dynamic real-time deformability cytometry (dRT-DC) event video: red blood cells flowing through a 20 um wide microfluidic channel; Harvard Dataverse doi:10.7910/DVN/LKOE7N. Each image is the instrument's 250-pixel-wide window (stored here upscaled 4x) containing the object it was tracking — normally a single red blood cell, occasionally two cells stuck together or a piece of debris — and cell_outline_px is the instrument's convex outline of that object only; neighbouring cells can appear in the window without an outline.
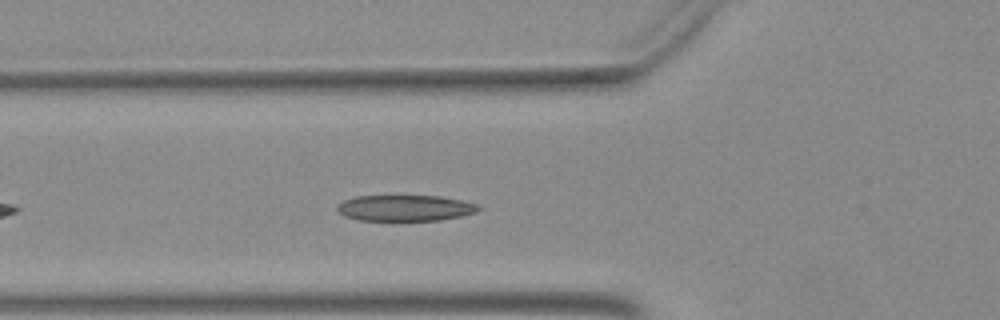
{"species": "Egyptian fruit bat (a non-hibernating species)", "species_latin": "Rousettus aegyptiacus", "temperature_condition": "warm", "stored_images_in_passage": 26, "camera_frame_rate_fps": 3000, "um_per_image_px": 0.085, "animal": {"sex": "female"}, "frame": {"image": 1, "passage_image": 7, "time_ms": 2.0, "image_size_px": [1000, 320], "cell_outline_px": [[480, 208], [476, 212], [460, 216], [440, 220], [400, 224], [392, 224], [356, 220], [344, 216], [336, 212], [336, 208], [344, 200], [356, 196], [440, 196], [464, 200], [476, 204]], "centroid_in_image_um": [34.37, 17.75], "position_along_channel_um": 91.4, "area_um2": 22.72}}
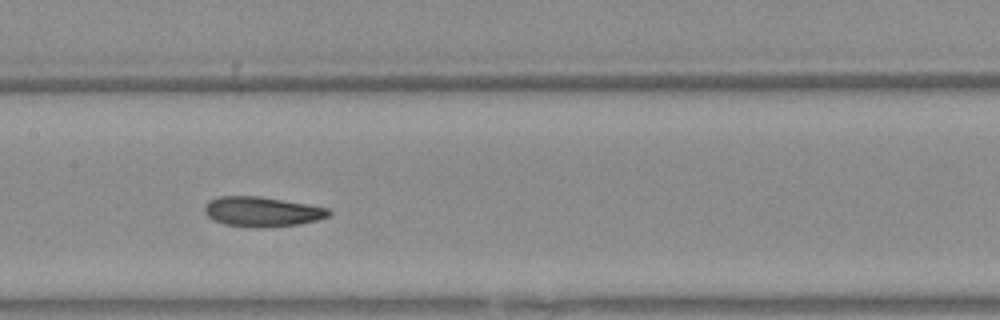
{"frame": {"image": 2, "passage_image": 14, "time_ms": 4.333, "image_size_px": [1000, 320], "cell_outline_px": [[332, 212], [328, 216], [316, 220], [300, 224], [272, 228], [252, 228], [224, 224], [212, 220], [204, 212], [204, 208], [208, 200], [220, 196], [260, 196], [308, 204], [328, 208]], "centroid_in_image_um": [22.26, 18.0], "position_along_channel_um": 185.1, "area_um2": 21.96}}
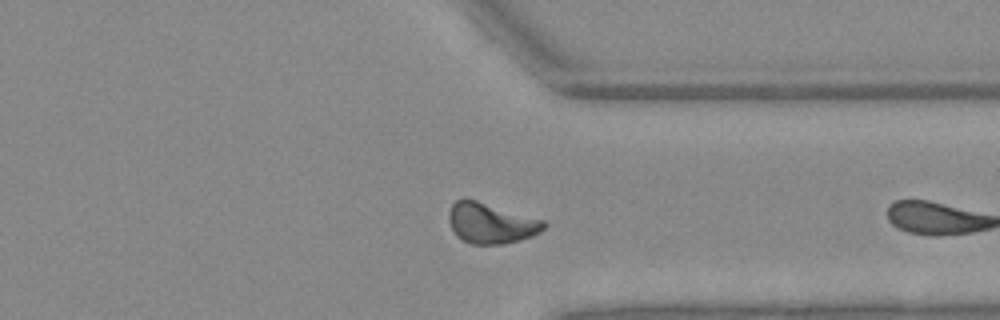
{"frame": {"image": 3, "passage_image": 25, "time_ms": 8.0, "image_size_px": [1000, 320], "cell_outline_px": [[548, 224], [540, 232], [532, 236], [520, 240], [504, 244], [472, 244], [456, 236], [448, 220], [448, 212], [452, 204], [456, 200], [464, 196], [544, 220]], "centroid_in_image_um": [41.71, 18.95], "position_along_channel_um": 369.7, "area_um2": 22.72}}